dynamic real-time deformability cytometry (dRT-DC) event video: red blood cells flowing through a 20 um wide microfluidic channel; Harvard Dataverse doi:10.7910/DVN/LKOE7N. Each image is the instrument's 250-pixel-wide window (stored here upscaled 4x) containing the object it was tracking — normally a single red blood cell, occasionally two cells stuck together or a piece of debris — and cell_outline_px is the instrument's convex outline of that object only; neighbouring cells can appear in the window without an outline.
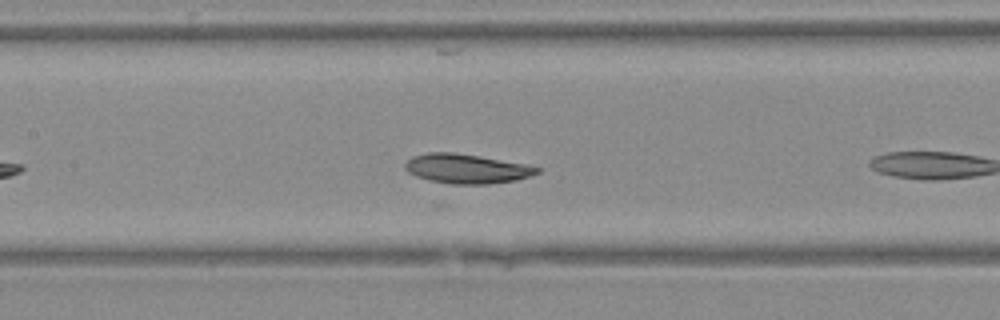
{"species": "Egyptian fruit bat (a non-hibernating species)", "species_latin": "Rousettus aegyptiacus", "temperature_condition": "warm", "stored_images_in_passage": 17, "camera_frame_rate_fps": 3000, "um_per_image_px": 0.085, "animal": {"sex": "female"}, "frame": {"image": 1, "passage_image": 16, "time_ms": 5.0, "image_size_px": [1000, 320], "cell_outline_px": [[540, 172], [516, 180], [488, 184], [452, 184], [428, 180], [416, 176], [408, 172], [404, 168], [404, 164], [412, 156], [428, 152], [452, 152], [524, 164], [540, 168]], "centroid_in_image_um": [39.6, 14.34], "position_along_channel_um": 167.8, "area_um2": 22.37}}